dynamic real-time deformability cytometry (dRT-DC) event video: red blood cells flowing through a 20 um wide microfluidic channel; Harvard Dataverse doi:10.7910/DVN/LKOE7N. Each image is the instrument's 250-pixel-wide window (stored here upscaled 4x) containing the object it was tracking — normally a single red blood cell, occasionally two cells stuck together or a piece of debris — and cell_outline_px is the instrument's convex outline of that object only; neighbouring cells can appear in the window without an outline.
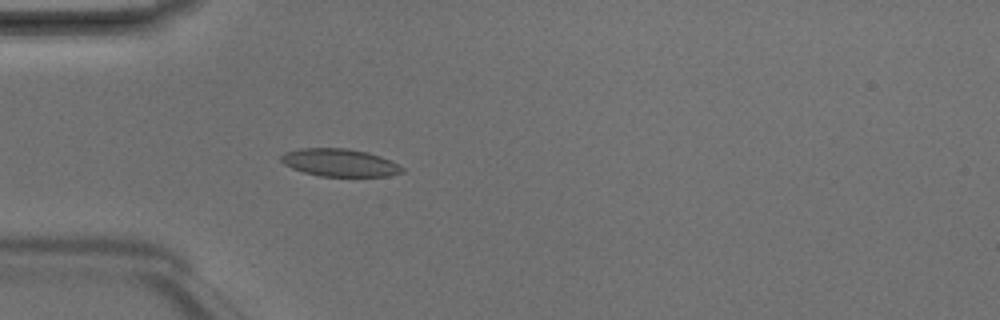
{"species": "Egyptian fruit bat (a non-hibernating species)", "species_latin": "Rousettus aegyptiacus", "temperature_condition": "room temperature", "stored_images_in_passage": 4, "camera_frame_rate_fps": 3000, "um_per_image_px": 0.085, "animal": {"sex": "male"}, "frame": {"image": 1, "passage_image": 4, "time_ms": 1.0, "image_size_px": [1000, 320], "cell_outline_px": [[404, 172], [388, 176], [320, 176], [304, 172], [292, 168], [284, 164], [280, 160], [280, 156], [284, 152], [300, 148], [344, 148], [368, 152], [380, 156], [404, 168]], "centroid_in_image_um": [28.84, 13.82], "position_along_channel_um": 56.2, "area_um2": 19.42}}